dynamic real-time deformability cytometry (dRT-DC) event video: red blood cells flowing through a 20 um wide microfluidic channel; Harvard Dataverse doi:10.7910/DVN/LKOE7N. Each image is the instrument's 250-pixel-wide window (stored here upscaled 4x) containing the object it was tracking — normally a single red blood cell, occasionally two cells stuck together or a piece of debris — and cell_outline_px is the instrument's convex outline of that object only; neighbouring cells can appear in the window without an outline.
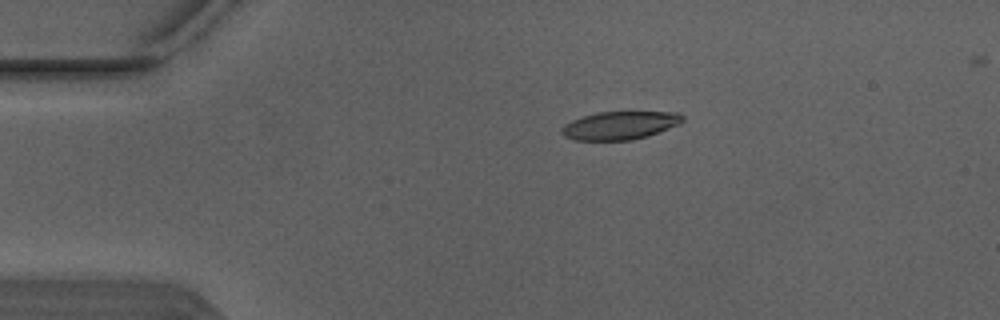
{"species": "Egyptian fruit bat (a non-hibernating species)", "species_latin": "Rousettus aegyptiacus", "temperature_condition": "warm", "stored_images_in_passage": 4, "camera_frame_rate_fps": 3000, "um_per_image_px": 0.085, "animal": {"sex": "male"}, "frame": {"image": 1, "passage_image": 2, "time_ms": 0.333, "image_size_px": [1000, 320], "cell_outline_px": [[684, 120], [680, 124], [648, 136], [632, 140], [572, 140], [564, 136], [560, 132], [560, 128], [564, 124], [572, 120], [596, 112], [680, 112], [684, 116]], "centroid_in_image_um": [52.69, 10.66], "position_along_channel_um": 32.3, "area_um2": 20.0}}